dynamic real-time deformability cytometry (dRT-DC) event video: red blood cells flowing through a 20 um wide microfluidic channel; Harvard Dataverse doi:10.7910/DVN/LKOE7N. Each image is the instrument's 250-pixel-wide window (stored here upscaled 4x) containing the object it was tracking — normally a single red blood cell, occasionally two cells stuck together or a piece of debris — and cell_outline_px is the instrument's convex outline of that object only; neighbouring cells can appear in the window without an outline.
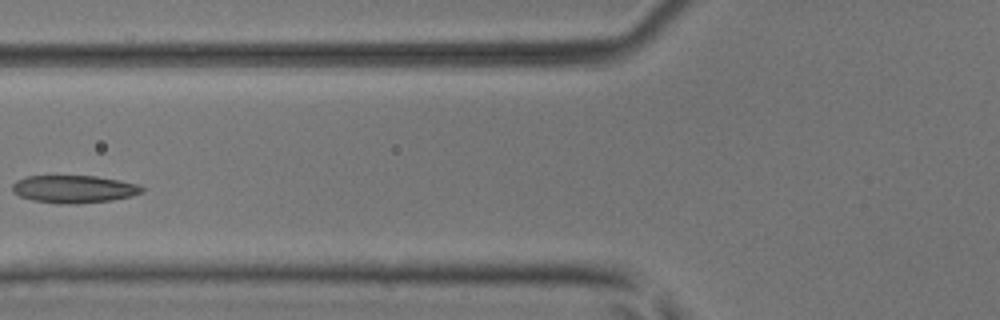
{"species": "common noctule bat (a hibernating species)", "species_latin": "Nyctalus noctula", "temperature_condition": "room temperature", "stored_images_in_passage": 7, "camera_frame_rate_fps": 3000, "um_per_image_px": 0.085, "animal": {"sex": "male", "body_mass_g": 17.9, "forearm_length_mm": 54.2}, "frame": {"image": 1, "passage_image": 5, "time_ms": 1.333, "image_size_px": [1000, 320], "cell_outline_px": [[144, 192], [132, 196], [108, 200], [68, 204], [60, 204], [32, 200], [20, 196], [12, 192], [12, 184], [16, 180], [24, 176], [96, 176], [120, 180], [140, 184], [144, 188]], "centroid_in_image_um": [6.28, 16.06], "position_along_channel_um": 119.5, "area_um2": 20.92}}
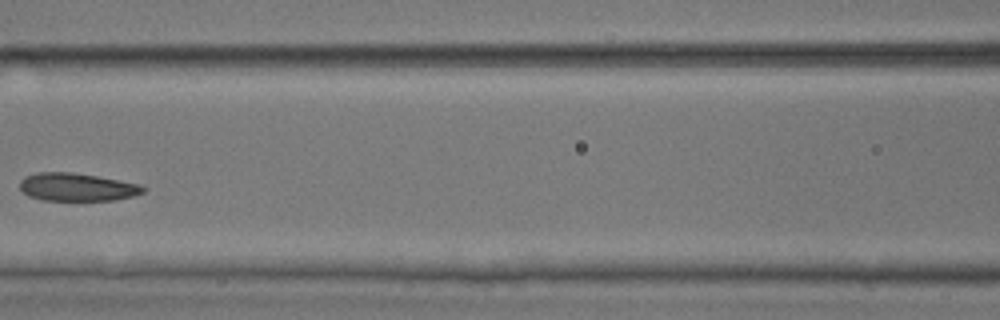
{"frame": {"image": 2, "passage_image": 6, "time_ms": 1.667, "image_size_px": [1000, 320], "cell_outline_px": [[148, 188], [144, 192], [132, 196], [116, 200], [40, 200], [28, 196], [20, 188], [20, 180], [24, 176], [36, 172], [72, 172], [96, 176], [140, 184]], "centroid_in_image_um": [6.53, 15.9], "position_along_channel_um": 160.1, "area_um2": 20.17}}
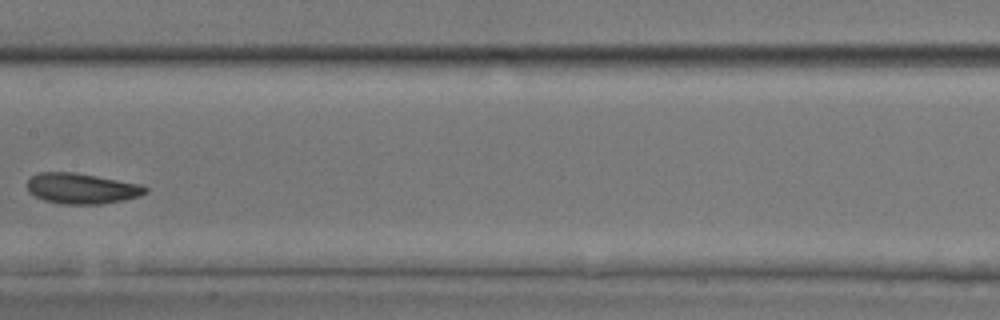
{"frame": {"image": 3, "passage_image": 7, "time_ms": 2.0, "image_size_px": [1000, 320], "cell_outline_px": [[148, 192], [140, 196], [124, 200], [100, 204], [60, 204], [44, 200], [28, 192], [28, 180], [32, 176], [40, 172], [72, 172], [96, 176], [140, 184], [148, 188]], "centroid_in_image_um": [6.95, 16.03], "position_along_channel_um": 200.4, "area_um2": 20.98}}